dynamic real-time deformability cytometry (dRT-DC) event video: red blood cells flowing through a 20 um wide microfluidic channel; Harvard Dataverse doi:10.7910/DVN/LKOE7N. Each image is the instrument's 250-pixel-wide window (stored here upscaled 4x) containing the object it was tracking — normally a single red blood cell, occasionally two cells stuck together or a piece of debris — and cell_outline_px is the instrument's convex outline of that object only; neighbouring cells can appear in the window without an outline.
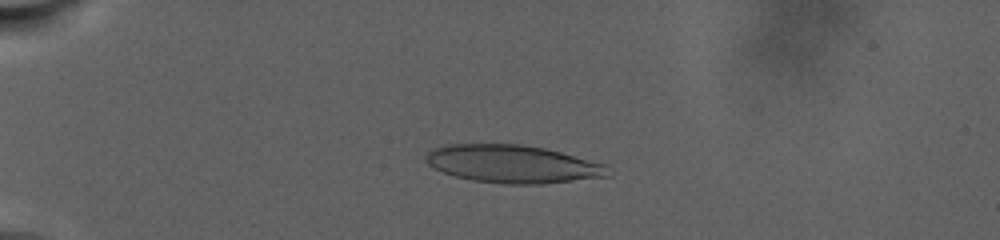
{"species": "human", "species_latin": "Homo sapiens", "temperature_condition": "warm", "stored_images_in_passage": 90, "camera_frame_rate_fps": 3000, "um_per_image_px": 0.085, "donor": {"sex": "male"}, "frame": {"image": 1, "passage_image": 22, "time_ms": 7.667, "image_size_px": [1000, 240], "cell_outline_px": [[612, 176], [544, 184], [504, 184], [472, 180], [456, 176], [444, 172], [428, 164], [424, 160], [424, 156], [428, 152], [436, 148], [448, 144], [520, 144], [544, 148], [608, 164]], "centroid_in_image_um": [43.65, 13.95], "position_along_channel_um": 41.4, "area_um2": 40.4}}
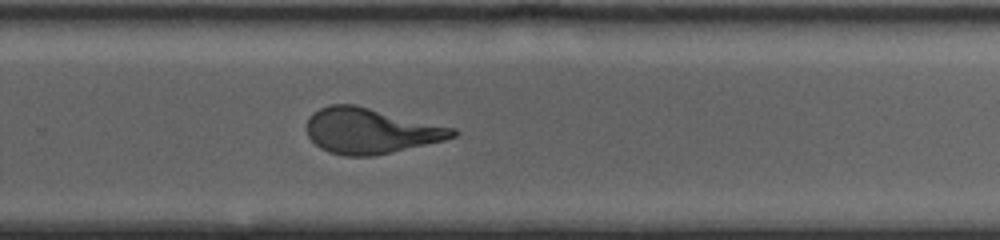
{"frame": {"image": 2, "passage_image": 54, "time_ms": 21.333, "image_size_px": [1000, 240], "cell_outline_px": [[460, 132], [456, 136], [444, 140], [392, 152], [372, 156], [344, 156], [328, 152], [320, 148], [308, 136], [308, 116], [312, 112], [328, 104], [356, 104], [456, 128]], "centroid_in_image_um": [31.51, 11.11], "position_along_channel_um": 298.3, "area_um2": 38.9}}
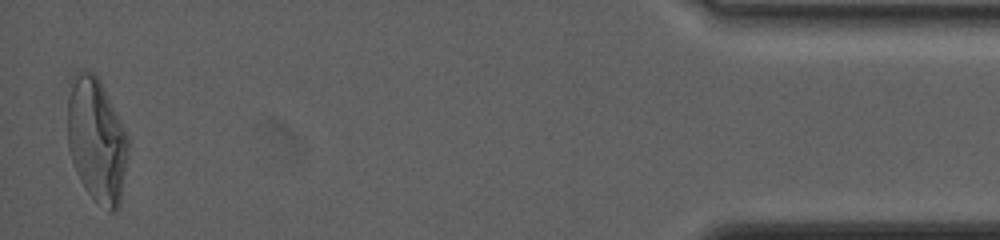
{"frame": {"image": 3, "passage_image": 90, "time_ms": 30.0, "image_size_px": [1000, 240], "cell_outline_px": [[128, 152], [120, 204], [116, 212], [108, 212], [88, 192], [80, 180], [76, 172], [68, 148], [68, 80], [76, 72], [96, 72], [100, 80], [128, 140]], "centroid_in_image_um": [8.19, 11.91], "position_along_channel_um": 427.0, "area_um2": 43.58}, "authors_computed_cell_mechanics": {"area_um2": 40.4022, "velocity_mm_per_s": 2.3066, "shape_relaxation_time_tau1_ms": null, "shape_relaxation_time_tau2_ms": 1.5803, "deformation_change_tau1": null, "deformation_change_tau2": 0.1104}}